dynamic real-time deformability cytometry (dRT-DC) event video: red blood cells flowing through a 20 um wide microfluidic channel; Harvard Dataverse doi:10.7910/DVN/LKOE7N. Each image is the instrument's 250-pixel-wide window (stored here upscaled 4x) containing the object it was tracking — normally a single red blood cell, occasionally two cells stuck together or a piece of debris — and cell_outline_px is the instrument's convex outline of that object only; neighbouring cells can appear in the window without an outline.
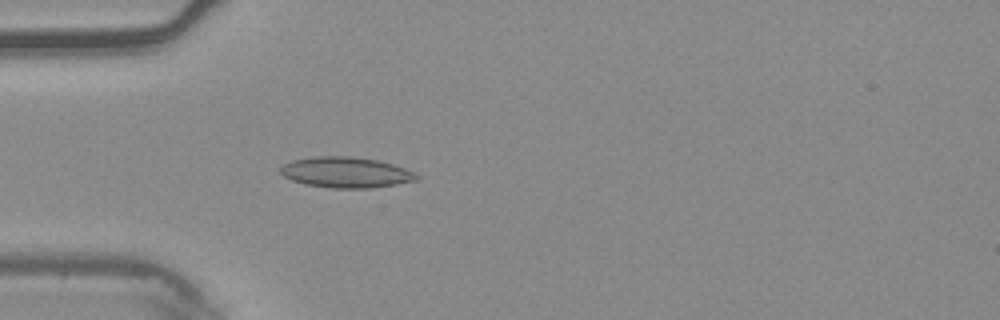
{"species": "common noctule bat (a hibernating species)", "species_latin": "Nyctalus noctula", "temperature_condition": "warm", "stored_images_in_passage": 5, "camera_frame_rate_fps": 3000, "um_per_image_px": 0.085, "animal": {"sex": "male", "body_mass_g": 20.4}, "frame": {"image": 1, "passage_image": 5, "time_ms": 1.333, "image_size_px": [1000, 320], "cell_outline_px": [[420, 176], [416, 180], [396, 184], [372, 188], [332, 188], [304, 184], [292, 180], [284, 176], [280, 172], [280, 168], [284, 164], [292, 160], [316, 156], [348, 156], [376, 160], [392, 164], [404, 168]], "centroid_in_image_um": [29.37, 14.65], "position_along_channel_um": 55.6, "area_um2": 24.16}}